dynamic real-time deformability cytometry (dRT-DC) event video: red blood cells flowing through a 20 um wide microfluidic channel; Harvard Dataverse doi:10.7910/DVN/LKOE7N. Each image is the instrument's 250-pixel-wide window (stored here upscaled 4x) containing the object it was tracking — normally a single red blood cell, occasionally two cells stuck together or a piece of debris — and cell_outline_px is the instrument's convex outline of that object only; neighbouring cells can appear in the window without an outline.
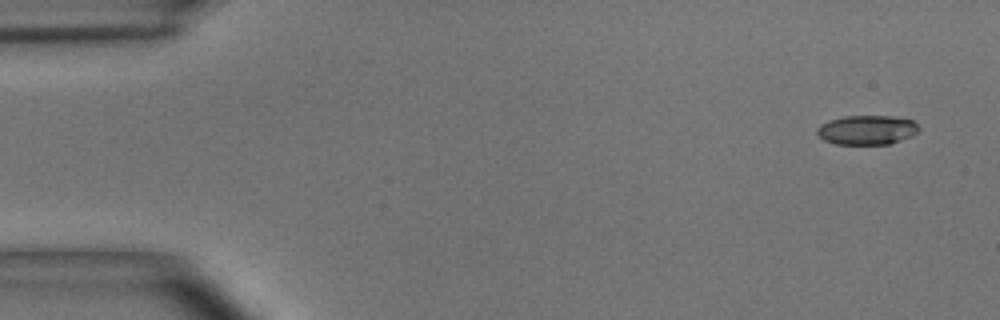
{"species": "common noctule bat (a hibernating species)", "species_latin": "Nyctalus noctula", "temperature_condition": "room temperature", "stored_images_in_passage": 9, "camera_frame_rate_fps": 3000, "um_per_image_px": 0.085, "animal": {"sex": "male", "body_mass_g": 15.6}, "frame": {"image": 1, "passage_image": 1, "time_ms": 0.0, "image_size_px": [1000, 320], "cell_outline_px": [[920, 128], [912, 136], [888, 144], [836, 144], [824, 140], [816, 132], [816, 128], [820, 124], [828, 120], [844, 116], [892, 116], [912, 120]], "centroid_in_image_um": [73.66, 11.04], "position_along_channel_um": 11.3, "area_um2": 17.4}}